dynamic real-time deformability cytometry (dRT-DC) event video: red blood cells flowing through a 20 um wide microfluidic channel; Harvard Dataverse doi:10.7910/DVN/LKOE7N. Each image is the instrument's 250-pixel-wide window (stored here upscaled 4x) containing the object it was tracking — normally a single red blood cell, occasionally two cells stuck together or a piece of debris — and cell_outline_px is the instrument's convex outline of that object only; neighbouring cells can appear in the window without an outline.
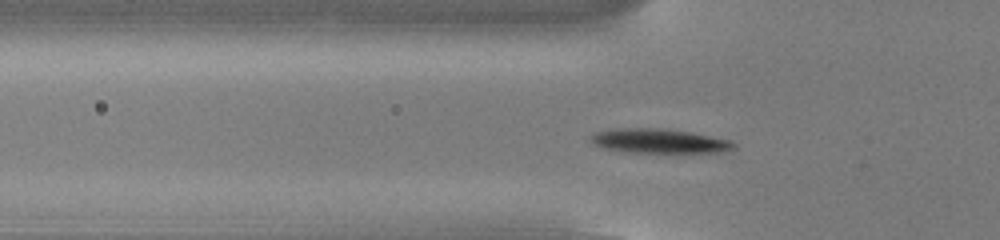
{"species": "common noctule bat (a hibernating species)", "species_latin": "Nyctalus noctula", "temperature_condition": "cold", "stored_images_in_passage": 53, "camera_frame_rate_fps": 3000, "um_per_image_px": 0.085, "animal": {"sex": "male", "body_mass_g": 13.0, "forearm_length_mm": 53.1}, "frame": {"image": 1, "passage_image": 16, "time_ms": 5.0, "image_size_px": [1000, 240], "cell_outline_px": [[736, 148], [724, 152], [672, 156], [628, 152], [600, 148], [592, 144], [592, 136], [596, 132], [616, 128], [660, 128], [692, 132], [732, 140], [736, 144]], "centroid_in_image_um": [56.14, 12.05], "position_along_channel_um": 69.7, "area_um2": 21.79}}
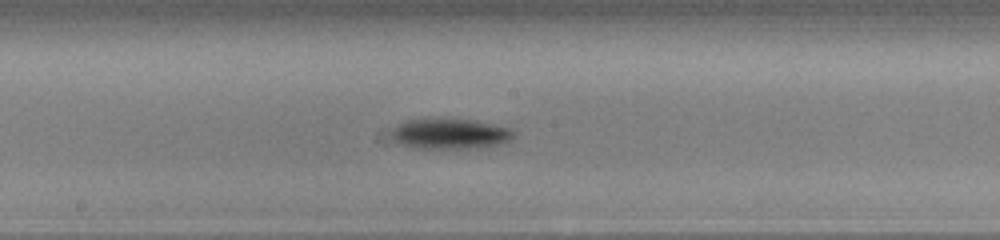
{"frame": {"image": 2, "passage_image": 27, "time_ms": 8.667, "image_size_px": [1000, 240], "cell_outline_px": [[516, 136], [508, 140], [496, 144], [480, 148], [416, 148], [396, 144], [392, 136], [392, 128], [408, 120], [476, 120], [508, 128], [516, 132]], "centroid_in_image_um": [38.25, 11.39], "position_along_channel_um": 210.0, "area_um2": 21.27}}
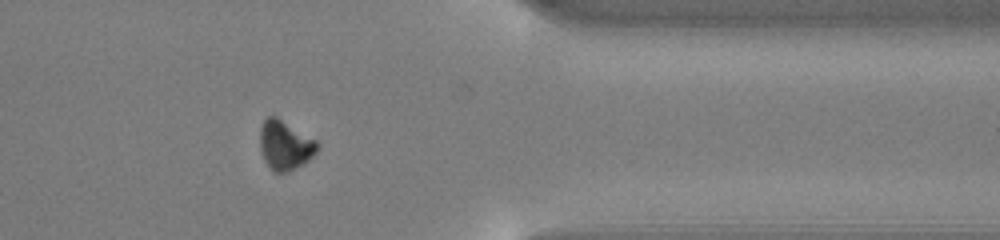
{"frame": {"image": 3, "passage_image": 42, "time_ms": 13.667, "image_size_px": [1000, 240], "cell_outline_px": [[320, 148], [304, 164], [288, 172], [272, 172], [264, 160], [260, 148], [260, 128], [264, 120], [268, 116], [276, 116], [316, 140], [320, 144]], "centroid_in_image_um": [24.23, 12.35], "position_along_channel_um": 387.2, "area_um2": 16.59}, "authors_computed_cell_mechanics": {"area_um2": 18.3226, "velocity_mm_per_s": 3.8435, "shape_relaxation_time_tau1_ms": 2.2995, "shape_relaxation_time_tau2_ms": null, "deformation_change_tau1": 0.1243, "deformation_change_tau2": null}}